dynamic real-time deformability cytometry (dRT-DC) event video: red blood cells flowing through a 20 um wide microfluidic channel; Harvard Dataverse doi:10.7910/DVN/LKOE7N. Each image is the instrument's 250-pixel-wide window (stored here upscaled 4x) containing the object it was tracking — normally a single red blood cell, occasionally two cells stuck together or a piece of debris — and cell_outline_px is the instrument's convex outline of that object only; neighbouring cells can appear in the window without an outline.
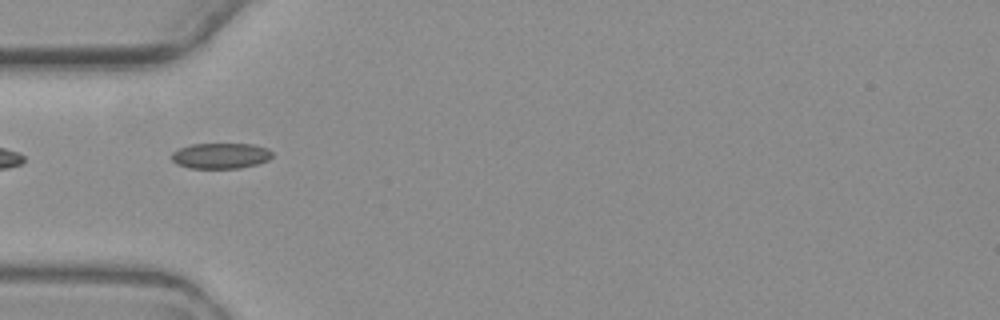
{"species": "common noctule bat (a hibernating species)", "species_latin": "Nyctalus noctula", "temperature_condition": "warm", "stored_images_in_passage": 3, "camera_frame_rate_fps": 3000, "um_per_image_px": 0.085, "animal": {"sex": "female", "body_mass_g": 19.3, "forearm_length_mm": 54.1}, "frame": {"image": 1, "passage_image": 1, "time_ms": 0.0, "image_size_px": [1000, 320], "cell_outline_px": [[272, 156], [268, 160], [256, 164], [240, 168], [188, 168], [176, 164], [172, 160], [172, 152], [180, 148], [192, 144], [252, 144], [268, 148], [272, 152]], "centroid_in_image_um": [18.75, 13.24], "position_along_channel_um": 66.2, "area_um2": 15.03}}
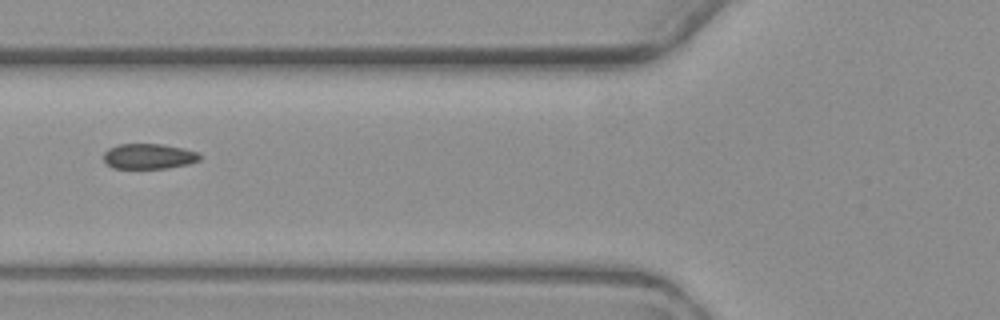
{"frame": {"image": 2, "passage_image": 2, "time_ms": 1.333, "image_size_px": [1000, 320], "cell_outline_px": [[200, 160], [188, 164], [168, 168], [112, 168], [104, 160], [104, 152], [108, 148], [120, 144], [164, 144], [184, 148], [200, 152]], "centroid_in_image_um": [12.68, 13.28], "position_along_channel_um": 113.1, "area_um2": 14.28}}
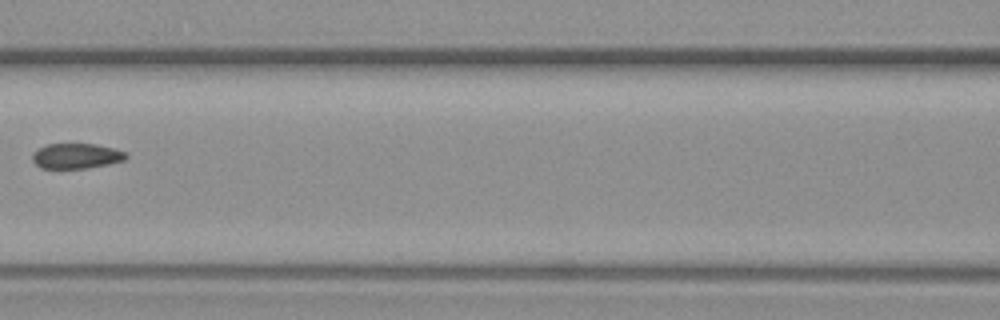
{"frame": {"image": 3, "passage_image": 3, "time_ms": 2.667, "image_size_px": [1000, 320], "cell_outline_px": [[128, 156], [124, 160], [108, 164], [88, 168], [40, 168], [32, 160], [32, 152], [48, 144], [96, 144], [128, 152]], "centroid_in_image_um": [6.49, 13.26], "position_along_channel_um": 160.1, "area_um2": 13.76}}